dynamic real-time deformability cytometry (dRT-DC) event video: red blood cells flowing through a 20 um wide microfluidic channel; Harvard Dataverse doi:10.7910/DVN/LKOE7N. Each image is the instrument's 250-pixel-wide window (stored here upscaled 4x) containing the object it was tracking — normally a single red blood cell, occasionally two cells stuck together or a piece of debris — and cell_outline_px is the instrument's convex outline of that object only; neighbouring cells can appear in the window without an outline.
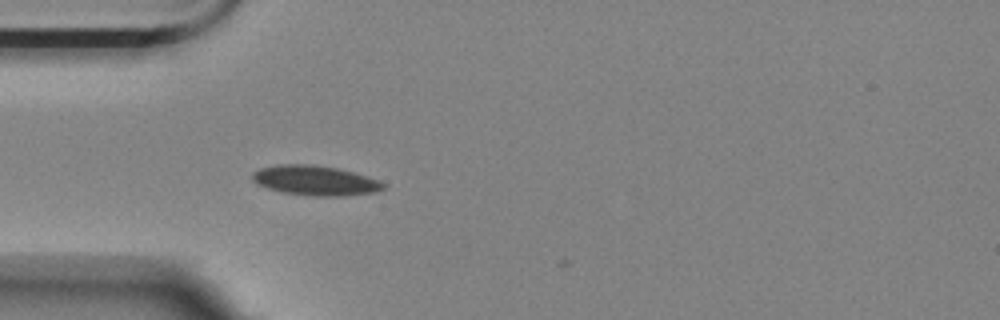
{"species": "Egyptian fruit bat (a non-hibernating species)", "species_latin": "Rousettus aegyptiacus", "temperature_condition": "room temperature", "stored_images_in_passage": 2, "camera_frame_rate_fps": 3000, "um_per_image_px": 0.085, "animal": {"sex": "female"}, "frame": {"image": 1, "passage_image": 1, "time_ms": 0.0, "image_size_px": [1000, 320], "cell_outline_px": [[384, 188], [376, 192], [344, 196], [312, 196], [280, 192], [256, 184], [252, 180], [252, 172], [260, 168], [276, 164], [312, 164], [336, 168], [352, 172], [376, 180], [384, 184]], "centroid_in_image_um": [26.71, 15.34], "position_along_channel_um": 58.3, "area_um2": 22.72}}